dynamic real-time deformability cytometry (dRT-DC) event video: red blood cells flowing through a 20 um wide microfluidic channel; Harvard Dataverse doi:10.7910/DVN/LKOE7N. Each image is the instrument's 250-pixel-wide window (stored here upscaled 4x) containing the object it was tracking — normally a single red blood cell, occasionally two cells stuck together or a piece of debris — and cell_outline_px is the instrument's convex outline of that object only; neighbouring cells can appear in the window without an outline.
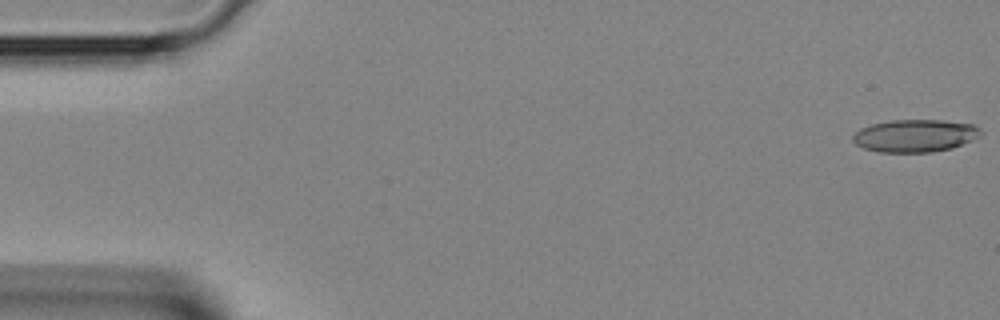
{"species": "Egyptian fruit bat (a non-hibernating species)", "species_latin": "Rousettus aegyptiacus", "temperature_condition": "room temperature", "stored_images_in_passage": 40, "camera_frame_rate_fps": 3000, "um_per_image_px": 0.085, "animal": {"sex": "female"}, "frame": {"image": 1, "passage_image": 1, "time_ms": 0.0, "image_size_px": [1000, 320], "cell_outline_px": [[984, 132], [980, 136], [972, 140], [952, 148], [932, 152], [880, 152], [864, 148], [856, 144], [852, 140], [852, 136], [860, 128], [872, 124], [892, 120], [940, 120], [972, 124], [980, 128]], "centroid_in_image_um": [77.79, 11.53], "position_along_channel_um": 7.2, "area_um2": 24.28}}
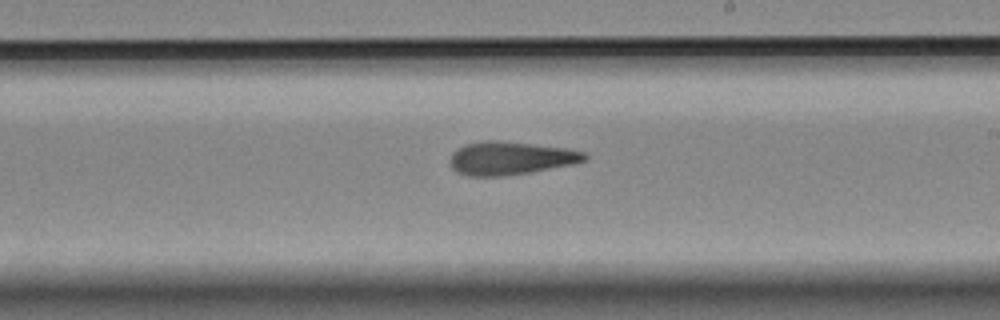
{"frame": {"image": 2, "passage_image": 23, "time_ms": 7.333, "image_size_px": [1000, 320], "cell_outline_px": [[588, 156], [584, 160], [572, 164], [528, 172], [500, 176], [468, 176], [456, 172], [452, 168], [452, 152], [464, 144], [484, 140], [496, 140], [568, 148], [584, 152]], "centroid_in_image_um": [43.37, 13.43], "position_along_channel_um": 245.6, "area_um2": 25.72}}
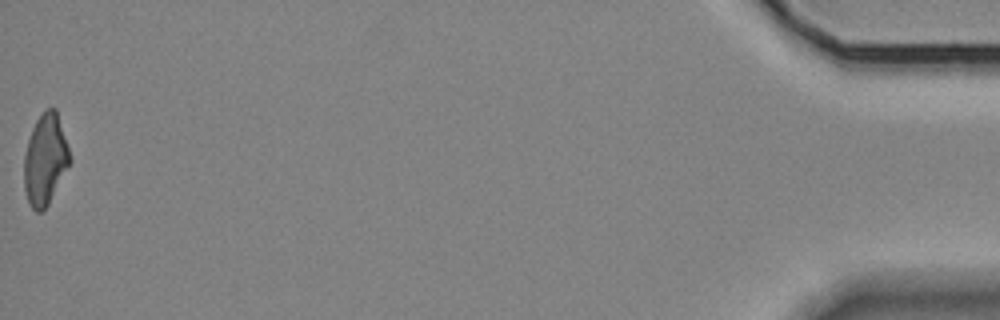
{"frame": {"image": 3, "passage_image": 40, "time_ms": 13.0, "image_size_px": [1000, 320], "cell_outline_px": [[72, 160], [48, 204], [40, 212], [36, 212], [28, 204], [24, 188], [24, 156], [28, 140], [32, 128], [36, 120], [44, 108], [56, 108]], "centroid_in_image_um": [3.83, 13.55], "position_along_channel_um": 431.4, "area_um2": 24.22}}